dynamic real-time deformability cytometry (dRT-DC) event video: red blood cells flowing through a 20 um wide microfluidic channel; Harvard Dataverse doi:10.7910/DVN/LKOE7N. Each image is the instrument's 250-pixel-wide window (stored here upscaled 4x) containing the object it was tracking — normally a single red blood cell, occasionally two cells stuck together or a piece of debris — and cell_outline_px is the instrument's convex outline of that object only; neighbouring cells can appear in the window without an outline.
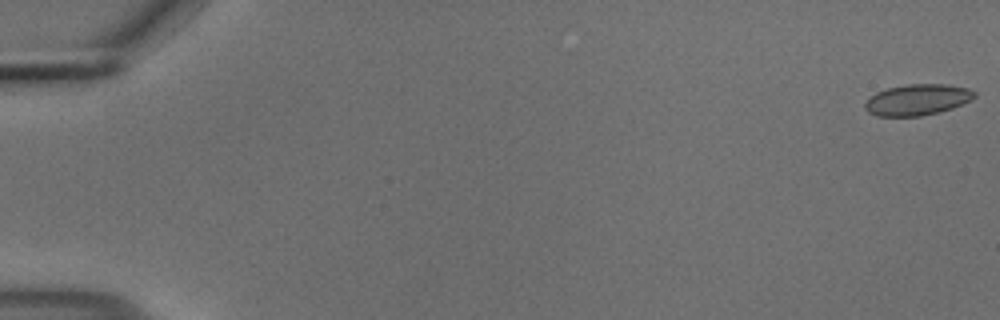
{"species": "common noctule bat (a hibernating species)", "species_latin": "Nyctalus noctula", "temperature_condition": "cold", "stored_images_in_passage": 55, "camera_frame_rate_fps": 3000, "um_per_image_px": 0.085, "animal": {"sex": "male", "body_mass_g": 18.8}, "frame": {"image": 1, "passage_image": 1, "time_ms": 0.0, "image_size_px": [1000, 320], "cell_outline_px": [[976, 96], [972, 100], [952, 108], [920, 116], [876, 116], [868, 112], [864, 108], [864, 104], [876, 92], [888, 88], [908, 84], [948, 84], [968, 88], [976, 92]], "centroid_in_image_um": [77.99, 8.47], "position_along_channel_um": 7.0, "area_um2": 19.77}}
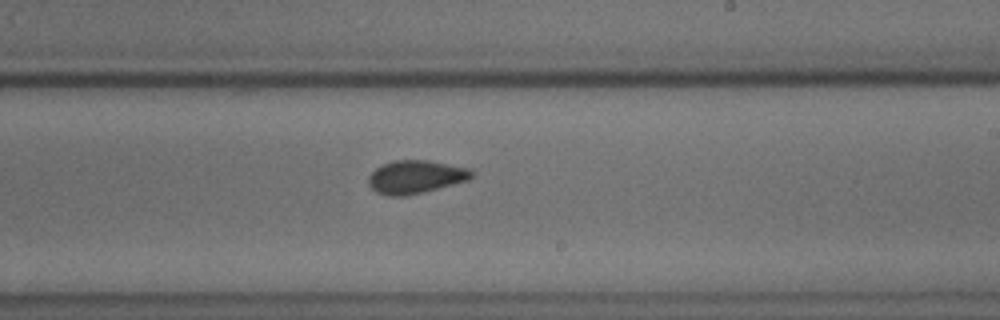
{"frame": {"image": 2, "passage_image": 34, "time_ms": 11.0, "image_size_px": [1000, 320], "cell_outline_px": [[476, 172], [468, 180], [424, 192], [404, 196], [388, 196], [376, 192], [368, 184], [368, 176], [380, 164], [392, 160], [428, 160], [472, 168]], "centroid_in_image_um": [35.34, 15.02], "position_along_channel_um": 253.7, "area_um2": 20.23}}
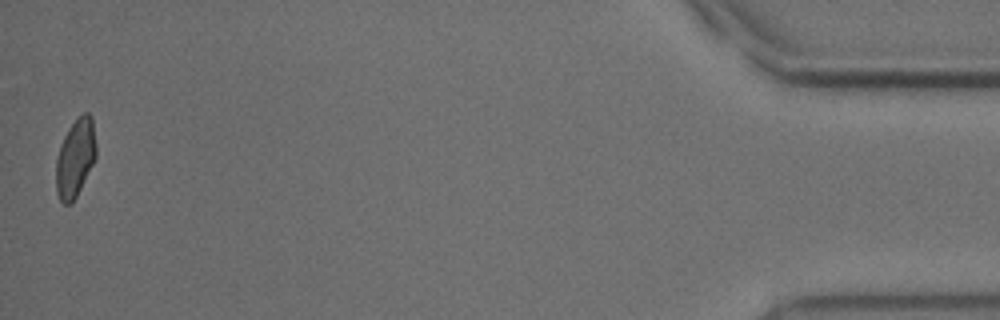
{"frame": {"image": 3, "passage_image": 55, "time_ms": 18.0, "image_size_px": [1000, 320], "cell_outline_px": [[96, 156], [72, 204], [64, 204], [60, 200], [56, 192], [56, 160], [60, 144], [68, 128], [84, 112], [88, 112], [92, 116], [96, 144]], "centroid_in_image_um": [6.39, 13.42], "position_along_channel_um": 428.8, "area_um2": 18.09}, "authors_computed_cell_mechanics": {"area_um2": 19.5942, "velocity_mm_per_s": 3.7003, "shape_relaxation_time_tau1_ms": null, "shape_relaxation_time_tau2_ms": 0.9344, "deformation_change_tau1": null, "deformation_change_tau2": 0.0538}}